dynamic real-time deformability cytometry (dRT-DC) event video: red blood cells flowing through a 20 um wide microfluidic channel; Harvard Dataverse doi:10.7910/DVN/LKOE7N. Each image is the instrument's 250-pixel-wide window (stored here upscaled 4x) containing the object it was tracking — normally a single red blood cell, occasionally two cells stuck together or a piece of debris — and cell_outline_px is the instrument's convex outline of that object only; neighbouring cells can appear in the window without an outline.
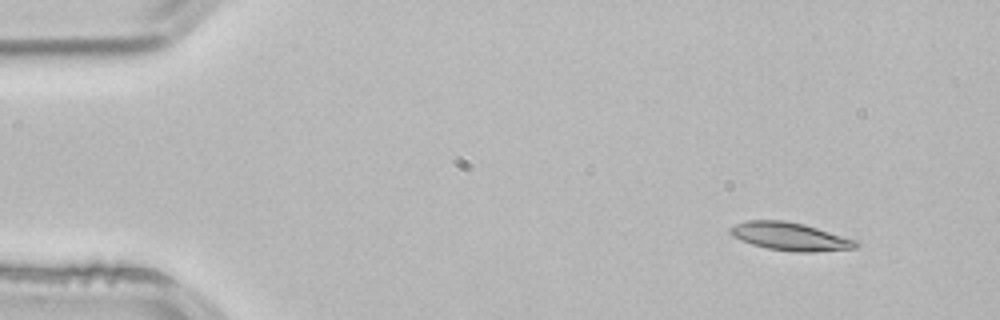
{"species": "common noctule bat (a hibernating species)", "species_latin": "Nyctalus noctula", "temperature_condition": "room temperature", "stored_images_in_passage": 3, "camera_frame_rate_fps": 3000, "um_per_image_px": 0.085, "animal": {"sex": "male", "body_mass_g": 21.5, "forearm_length_mm": 52.0}, "frame": {"image": 1, "passage_image": 1, "time_ms": 0.0, "image_size_px": [1000, 320], "cell_outline_px": [[860, 244], [856, 248], [812, 252], [792, 252], [768, 248], [752, 244], [732, 236], [732, 228], [736, 224], [748, 220], [784, 220], [804, 224], [856, 240]], "centroid_in_image_um": [67.2, 20.11], "position_along_channel_um": 17.8, "area_um2": 20.23}}
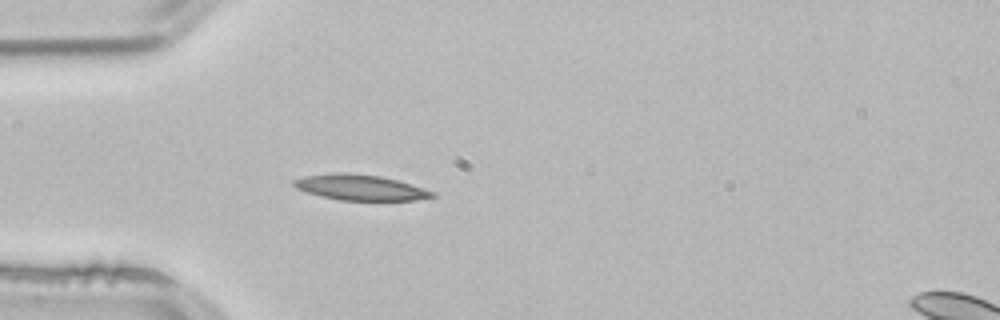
{"frame": {"image": 2, "passage_image": 3, "time_ms": 0.667, "image_size_px": [1000, 320], "cell_outline_px": [[436, 196], [416, 200], [340, 200], [308, 192], [296, 188], [292, 184], [292, 180], [304, 176], [344, 172], [380, 176], [396, 180], [436, 192]], "centroid_in_image_um": [30.63, 15.93], "position_along_channel_um": 54.4, "area_um2": 20.29}}